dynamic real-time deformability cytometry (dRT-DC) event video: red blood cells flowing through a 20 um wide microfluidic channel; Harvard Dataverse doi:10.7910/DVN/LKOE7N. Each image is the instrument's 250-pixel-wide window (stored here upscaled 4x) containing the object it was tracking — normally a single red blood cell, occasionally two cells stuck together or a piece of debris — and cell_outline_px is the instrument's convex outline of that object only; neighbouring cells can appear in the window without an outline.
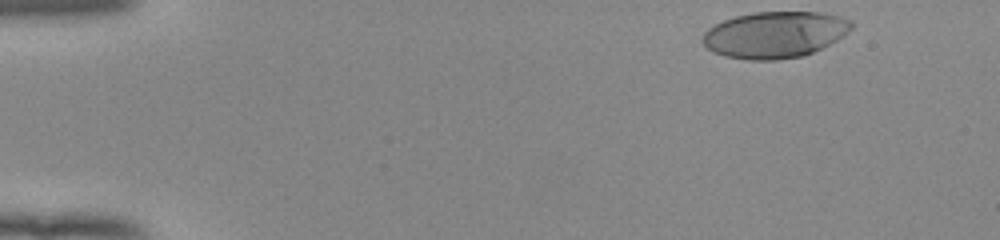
{"species": "human", "species_latin": "Homo sapiens", "temperature_condition": "room temperature", "stored_images_in_passage": 41, "camera_frame_rate_fps": 3000, "um_per_image_px": 0.085, "donor": {"sex": "female"}, "frame": {"image": 1, "passage_image": 1, "time_ms": 0.0, "image_size_px": [1000, 240], "cell_outline_px": [[856, 24], [848, 32], [836, 40], [804, 56], [776, 60], [748, 60], [724, 56], [712, 52], [700, 40], [704, 32], [708, 28], [724, 20], [736, 16], [752, 12], [820, 12], [840, 16], [852, 20]], "centroid_in_image_um": [65.86, 2.94], "position_along_channel_um": 19.1, "area_um2": 40.46}}
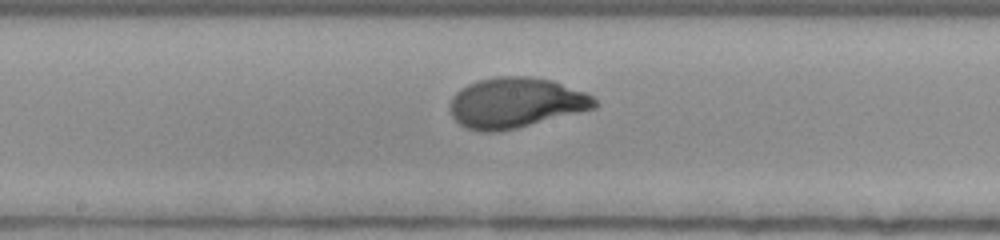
{"frame": {"image": 2, "passage_image": 24, "time_ms": 7.667, "image_size_px": [1000, 240], "cell_outline_px": [[600, 104], [596, 108], [500, 132], [480, 132], [464, 128], [452, 116], [448, 108], [448, 104], [452, 96], [460, 88], [476, 80], [496, 76], [532, 76], [552, 80], [588, 92]], "centroid_in_image_um": [43.82, 8.73], "position_along_channel_um": 204.4, "area_um2": 43.12}}
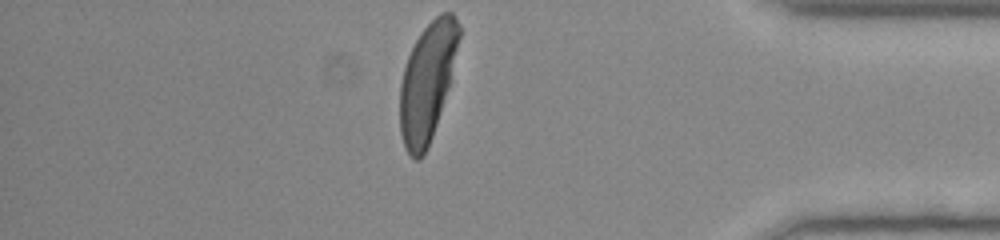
{"frame": {"image": 3, "passage_image": 41, "time_ms": 13.333, "image_size_px": [1000, 240], "cell_outline_px": [[460, 36], [448, 84], [440, 112], [432, 136], [420, 160], [416, 160], [404, 148], [400, 132], [400, 84], [404, 68], [408, 56], [420, 32], [440, 12], [452, 12], [456, 16], [460, 24]], "centroid_in_image_um": [36.3, 6.92], "position_along_channel_um": 398.9, "area_um2": 39.88}, "authors_computed_cell_mechanics": {"area_um2": 41.5582, "velocity_mm_per_s": 3.9305, "shape_relaxation_time_tau1_ms": 2.8115, "shape_relaxation_time_tau2_ms": null, "deformation_change_tau1": 0.1902, "deformation_change_tau2": null}}